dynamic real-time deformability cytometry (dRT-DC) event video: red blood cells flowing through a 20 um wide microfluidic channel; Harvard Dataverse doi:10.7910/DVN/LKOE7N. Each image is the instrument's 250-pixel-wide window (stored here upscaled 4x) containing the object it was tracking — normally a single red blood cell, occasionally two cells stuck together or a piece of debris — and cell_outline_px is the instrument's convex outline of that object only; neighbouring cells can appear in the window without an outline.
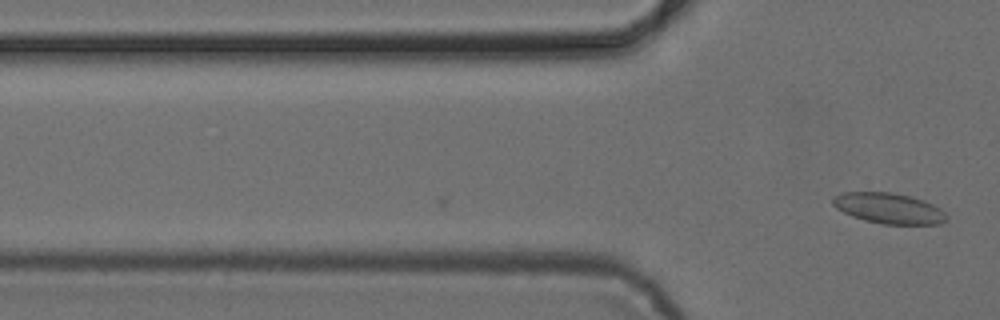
{"species": "common noctule bat (a hibernating species)", "species_latin": "Nyctalus noctula", "temperature_condition": "cold", "stored_images_in_passage": 13, "camera_frame_rate_fps": 3000, "um_per_image_px": 0.085, "animal": {"sex": "female", "body_mass_g": 24.6, "forearm_length_mm": 56.2}, "frame": {"image": 1, "passage_image": 13, "time_ms": 4.0, "image_size_px": [1000, 320], "cell_outline_px": [[948, 220], [940, 224], [880, 224], [864, 220], [852, 216], [836, 208], [832, 204], [832, 200], [840, 192], [892, 192], [924, 200], [940, 208], [948, 216]], "centroid_in_image_um": [75.56, 17.71], "position_along_channel_um": 50.2, "area_um2": 20.35}}